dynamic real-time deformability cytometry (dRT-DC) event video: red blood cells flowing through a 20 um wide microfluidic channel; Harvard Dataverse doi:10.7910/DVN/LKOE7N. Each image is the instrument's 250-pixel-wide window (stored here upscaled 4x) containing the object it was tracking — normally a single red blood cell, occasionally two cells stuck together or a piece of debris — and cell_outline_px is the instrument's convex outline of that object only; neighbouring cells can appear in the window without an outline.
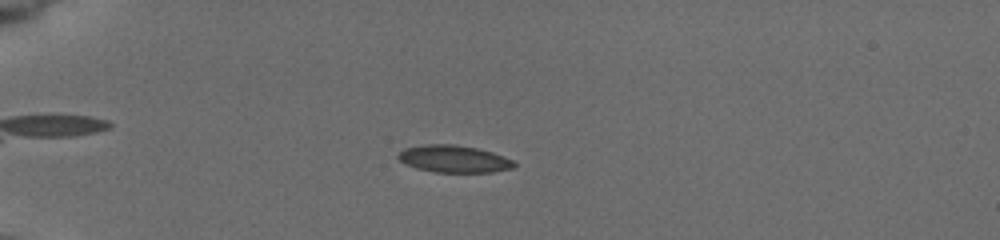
{"species": "common noctule bat (a hibernating species)", "species_latin": "Nyctalus noctula", "temperature_condition": "cold", "stored_images_in_passage": 56, "camera_frame_rate_fps": 3000, "um_per_image_px": 0.085, "animal": {"sex": "female", "body_mass_g": 19.5, "forearm_length_mm": 54.1}, "frame": {"image": 1, "passage_image": 17, "time_ms": 5.333, "image_size_px": [1000, 240], "cell_outline_px": [[516, 164], [512, 168], [492, 172], [436, 172], [416, 168], [400, 160], [396, 156], [404, 148], [424, 144], [456, 144], [476, 148], [492, 152], [504, 156], [512, 160]], "centroid_in_image_um": [38.58, 13.5], "position_along_channel_um": 46.4, "area_um2": 18.26}}
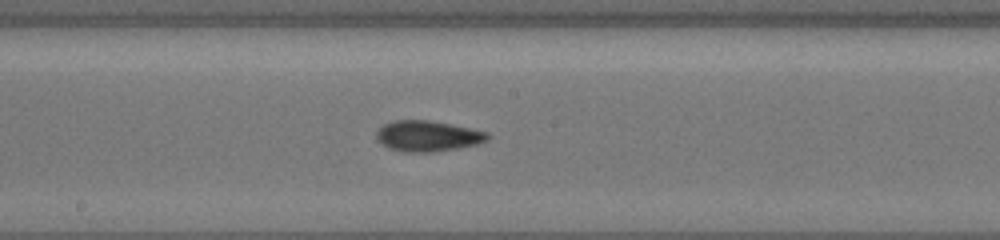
{"frame": {"image": 2, "passage_image": 33, "time_ms": 10.667, "image_size_px": [1000, 240], "cell_outline_px": [[492, 136], [488, 140], [476, 144], [436, 152], [404, 152], [388, 148], [380, 144], [376, 136], [376, 132], [384, 124], [396, 120], [428, 120], [488, 132]], "centroid_in_image_um": [36.34, 11.57], "position_along_channel_um": 211.9, "area_um2": 19.83}}
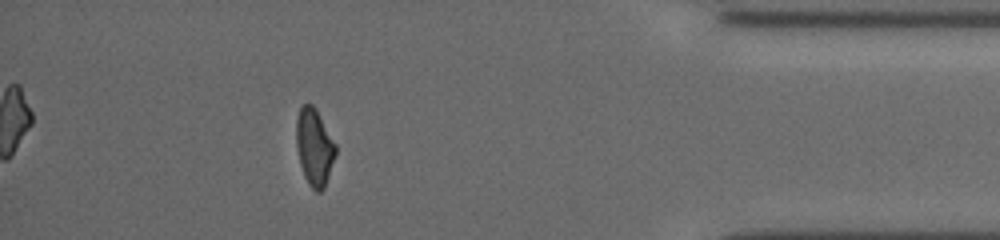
{"frame": {"image": 3, "passage_image": 51, "time_ms": 16.667, "image_size_px": [1000, 240], "cell_outline_px": [[336, 152], [324, 188], [320, 192], [316, 192], [308, 184], [304, 176], [300, 164], [296, 144], [296, 120], [300, 108], [304, 104], [312, 104], [316, 108], [336, 144]], "centroid_in_image_um": [26.71, 12.49], "position_along_channel_um": 408.5, "area_um2": 17.57}, "authors_computed_cell_mechanics": {"area_um2": 18.2359, "velocity_mm_per_s": 3.8454, "shape_relaxation_time_tau1_ms": 5.2346, "shape_relaxation_time_tau2_ms": 3.0465, "deformation_change_tau1": 0.1349, "deformation_change_tau2": 0.0671}}